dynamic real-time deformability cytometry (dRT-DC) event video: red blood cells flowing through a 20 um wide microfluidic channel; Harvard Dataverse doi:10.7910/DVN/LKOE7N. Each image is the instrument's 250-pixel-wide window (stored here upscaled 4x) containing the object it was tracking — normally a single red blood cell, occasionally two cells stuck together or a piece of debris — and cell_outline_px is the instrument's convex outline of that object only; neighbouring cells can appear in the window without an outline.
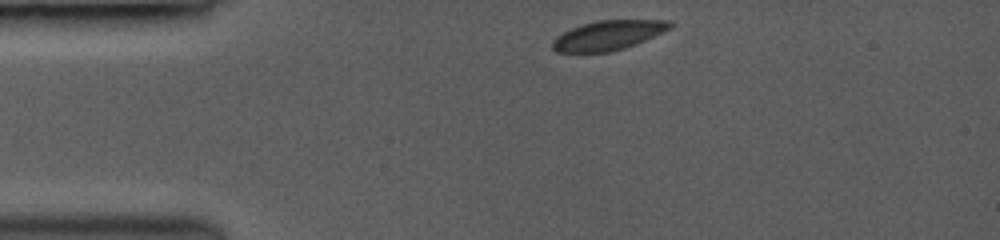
{"species": "common noctule bat (a hibernating species)", "species_latin": "Nyctalus noctula", "temperature_condition": "room temperature", "stored_images_in_passage": 2, "camera_frame_rate_fps": 3000, "um_per_image_px": 0.085, "animal": {"sex": "female", "body_mass_g": 19.0, "forearm_length_mm": 53.3}, "frame": {"image": 1, "passage_image": 1, "time_ms": 0.0, "image_size_px": [1000, 240], "cell_outline_px": [[672, 28], [636, 44], [624, 48], [608, 52], [556, 52], [552, 48], [552, 40], [556, 36], [572, 28], [596, 20], [672, 20]], "centroid_in_image_um": [51.7, 3.0], "position_along_channel_um": 33.3, "area_um2": 20.17}}